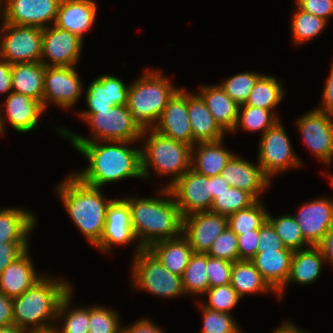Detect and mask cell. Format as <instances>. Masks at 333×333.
I'll use <instances>...</instances> for the list:
<instances>
[{
  "label": "cell",
  "mask_w": 333,
  "mask_h": 333,
  "mask_svg": "<svg viewBox=\"0 0 333 333\" xmlns=\"http://www.w3.org/2000/svg\"><path fill=\"white\" fill-rule=\"evenodd\" d=\"M61 135L68 137L80 153L89 159L86 170L74 173L83 183L100 188L104 184L128 177H142L141 150L127 148L125 144L133 142L108 141L101 145L67 130L60 129ZM112 143V145H110ZM115 144V145H114ZM118 144V145H117ZM121 145V146H120Z\"/></svg>",
  "instance_id": "obj_1"
},
{
  "label": "cell",
  "mask_w": 333,
  "mask_h": 333,
  "mask_svg": "<svg viewBox=\"0 0 333 333\" xmlns=\"http://www.w3.org/2000/svg\"><path fill=\"white\" fill-rule=\"evenodd\" d=\"M40 278L20 296L12 298L13 322L27 332L29 324H34L30 333H48L53 326L45 323L48 319L60 317L69 307L71 289L63 280Z\"/></svg>",
  "instance_id": "obj_2"
},
{
  "label": "cell",
  "mask_w": 333,
  "mask_h": 333,
  "mask_svg": "<svg viewBox=\"0 0 333 333\" xmlns=\"http://www.w3.org/2000/svg\"><path fill=\"white\" fill-rule=\"evenodd\" d=\"M131 224L135 238L141 237V248H149L158 241L182 235L183 217L175 200L130 198Z\"/></svg>",
  "instance_id": "obj_3"
},
{
  "label": "cell",
  "mask_w": 333,
  "mask_h": 333,
  "mask_svg": "<svg viewBox=\"0 0 333 333\" xmlns=\"http://www.w3.org/2000/svg\"><path fill=\"white\" fill-rule=\"evenodd\" d=\"M58 187L72 220L87 240L96 245L103 234L106 211L112 200H104L100 188L83 183L74 174Z\"/></svg>",
  "instance_id": "obj_4"
},
{
  "label": "cell",
  "mask_w": 333,
  "mask_h": 333,
  "mask_svg": "<svg viewBox=\"0 0 333 333\" xmlns=\"http://www.w3.org/2000/svg\"><path fill=\"white\" fill-rule=\"evenodd\" d=\"M177 91L160 72L148 71L129 86L127 107L142 129L153 128Z\"/></svg>",
  "instance_id": "obj_5"
},
{
  "label": "cell",
  "mask_w": 333,
  "mask_h": 333,
  "mask_svg": "<svg viewBox=\"0 0 333 333\" xmlns=\"http://www.w3.org/2000/svg\"><path fill=\"white\" fill-rule=\"evenodd\" d=\"M151 129V135H149L146 146L140 149L142 176L148 178V166L153 165L157 174L174 175L172 182L166 186V188H169L191 168L192 146L170 139L153 128Z\"/></svg>",
  "instance_id": "obj_6"
},
{
  "label": "cell",
  "mask_w": 333,
  "mask_h": 333,
  "mask_svg": "<svg viewBox=\"0 0 333 333\" xmlns=\"http://www.w3.org/2000/svg\"><path fill=\"white\" fill-rule=\"evenodd\" d=\"M134 256L132 276L136 287L161 297H174L185 293L182 277L168 271L148 248L138 245Z\"/></svg>",
  "instance_id": "obj_7"
},
{
  "label": "cell",
  "mask_w": 333,
  "mask_h": 333,
  "mask_svg": "<svg viewBox=\"0 0 333 333\" xmlns=\"http://www.w3.org/2000/svg\"><path fill=\"white\" fill-rule=\"evenodd\" d=\"M85 120L94 129V141L134 142L143 138L147 129H142L133 119L127 105H115L110 109L95 110Z\"/></svg>",
  "instance_id": "obj_8"
},
{
  "label": "cell",
  "mask_w": 333,
  "mask_h": 333,
  "mask_svg": "<svg viewBox=\"0 0 333 333\" xmlns=\"http://www.w3.org/2000/svg\"><path fill=\"white\" fill-rule=\"evenodd\" d=\"M176 198L182 217L197 212L210 211L213 203L212 176L207 177L189 169L162 194Z\"/></svg>",
  "instance_id": "obj_9"
},
{
  "label": "cell",
  "mask_w": 333,
  "mask_h": 333,
  "mask_svg": "<svg viewBox=\"0 0 333 333\" xmlns=\"http://www.w3.org/2000/svg\"><path fill=\"white\" fill-rule=\"evenodd\" d=\"M3 23L0 57L10 64L40 62L43 29Z\"/></svg>",
  "instance_id": "obj_10"
},
{
  "label": "cell",
  "mask_w": 333,
  "mask_h": 333,
  "mask_svg": "<svg viewBox=\"0 0 333 333\" xmlns=\"http://www.w3.org/2000/svg\"><path fill=\"white\" fill-rule=\"evenodd\" d=\"M258 159V164L269 178L288 167L301 164L293 153L289 138L279 121L262 134Z\"/></svg>",
  "instance_id": "obj_11"
},
{
  "label": "cell",
  "mask_w": 333,
  "mask_h": 333,
  "mask_svg": "<svg viewBox=\"0 0 333 333\" xmlns=\"http://www.w3.org/2000/svg\"><path fill=\"white\" fill-rule=\"evenodd\" d=\"M226 227L227 216L211 211L197 212L183 218L182 233L193 253L207 254Z\"/></svg>",
  "instance_id": "obj_12"
},
{
  "label": "cell",
  "mask_w": 333,
  "mask_h": 333,
  "mask_svg": "<svg viewBox=\"0 0 333 333\" xmlns=\"http://www.w3.org/2000/svg\"><path fill=\"white\" fill-rule=\"evenodd\" d=\"M82 85L74 66H46L43 107L54 101L61 107H71L81 96ZM49 101V102H47Z\"/></svg>",
  "instance_id": "obj_13"
},
{
  "label": "cell",
  "mask_w": 333,
  "mask_h": 333,
  "mask_svg": "<svg viewBox=\"0 0 333 333\" xmlns=\"http://www.w3.org/2000/svg\"><path fill=\"white\" fill-rule=\"evenodd\" d=\"M6 2L3 13L5 23L45 29L46 22H55L61 0H7Z\"/></svg>",
  "instance_id": "obj_14"
},
{
  "label": "cell",
  "mask_w": 333,
  "mask_h": 333,
  "mask_svg": "<svg viewBox=\"0 0 333 333\" xmlns=\"http://www.w3.org/2000/svg\"><path fill=\"white\" fill-rule=\"evenodd\" d=\"M329 115L319 109L302 116L297 121L304 141L321 161L329 164L333 157V121Z\"/></svg>",
  "instance_id": "obj_15"
},
{
  "label": "cell",
  "mask_w": 333,
  "mask_h": 333,
  "mask_svg": "<svg viewBox=\"0 0 333 333\" xmlns=\"http://www.w3.org/2000/svg\"><path fill=\"white\" fill-rule=\"evenodd\" d=\"M83 39L55 25L43 29L41 62L45 66H73L79 59ZM44 57L52 61L47 63Z\"/></svg>",
  "instance_id": "obj_16"
},
{
  "label": "cell",
  "mask_w": 333,
  "mask_h": 333,
  "mask_svg": "<svg viewBox=\"0 0 333 333\" xmlns=\"http://www.w3.org/2000/svg\"><path fill=\"white\" fill-rule=\"evenodd\" d=\"M154 130L170 139L195 146L187 112V92L179 89L164 108Z\"/></svg>",
  "instance_id": "obj_17"
},
{
  "label": "cell",
  "mask_w": 333,
  "mask_h": 333,
  "mask_svg": "<svg viewBox=\"0 0 333 333\" xmlns=\"http://www.w3.org/2000/svg\"><path fill=\"white\" fill-rule=\"evenodd\" d=\"M295 219L304 239L318 246L333 224V201L321 198L306 203Z\"/></svg>",
  "instance_id": "obj_18"
},
{
  "label": "cell",
  "mask_w": 333,
  "mask_h": 333,
  "mask_svg": "<svg viewBox=\"0 0 333 333\" xmlns=\"http://www.w3.org/2000/svg\"><path fill=\"white\" fill-rule=\"evenodd\" d=\"M135 239L131 224V211L125 199L112 200L106 211L103 234L95 245L108 252L111 244L122 245Z\"/></svg>",
  "instance_id": "obj_19"
},
{
  "label": "cell",
  "mask_w": 333,
  "mask_h": 333,
  "mask_svg": "<svg viewBox=\"0 0 333 333\" xmlns=\"http://www.w3.org/2000/svg\"><path fill=\"white\" fill-rule=\"evenodd\" d=\"M220 176L229 184L230 187H236L240 190L252 194L259 200V193L264 191L269 185L270 178L263 172L262 167L245 161L236 155H233Z\"/></svg>",
  "instance_id": "obj_20"
},
{
  "label": "cell",
  "mask_w": 333,
  "mask_h": 333,
  "mask_svg": "<svg viewBox=\"0 0 333 333\" xmlns=\"http://www.w3.org/2000/svg\"><path fill=\"white\" fill-rule=\"evenodd\" d=\"M129 87L117 77L103 75L94 80L87 89L86 101L89 111L80 115L86 119L95 110L110 109L115 105H127Z\"/></svg>",
  "instance_id": "obj_21"
},
{
  "label": "cell",
  "mask_w": 333,
  "mask_h": 333,
  "mask_svg": "<svg viewBox=\"0 0 333 333\" xmlns=\"http://www.w3.org/2000/svg\"><path fill=\"white\" fill-rule=\"evenodd\" d=\"M96 8L91 0H61L54 25L82 39L93 26Z\"/></svg>",
  "instance_id": "obj_22"
},
{
  "label": "cell",
  "mask_w": 333,
  "mask_h": 333,
  "mask_svg": "<svg viewBox=\"0 0 333 333\" xmlns=\"http://www.w3.org/2000/svg\"><path fill=\"white\" fill-rule=\"evenodd\" d=\"M293 250L257 252L251 259L268 285L282 296V290L290 274Z\"/></svg>",
  "instance_id": "obj_23"
},
{
  "label": "cell",
  "mask_w": 333,
  "mask_h": 333,
  "mask_svg": "<svg viewBox=\"0 0 333 333\" xmlns=\"http://www.w3.org/2000/svg\"><path fill=\"white\" fill-rule=\"evenodd\" d=\"M187 112L195 142L222 140L226 131L217 123L199 93L198 95L187 93Z\"/></svg>",
  "instance_id": "obj_24"
},
{
  "label": "cell",
  "mask_w": 333,
  "mask_h": 333,
  "mask_svg": "<svg viewBox=\"0 0 333 333\" xmlns=\"http://www.w3.org/2000/svg\"><path fill=\"white\" fill-rule=\"evenodd\" d=\"M40 278L37 277L26 250L0 274V291L7 297L14 298L28 290Z\"/></svg>",
  "instance_id": "obj_25"
},
{
  "label": "cell",
  "mask_w": 333,
  "mask_h": 333,
  "mask_svg": "<svg viewBox=\"0 0 333 333\" xmlns=\"http://www.w3.org/2000/svg\"><path fill=\"white\" fill-rule=\"evenodd\" d=\"M5 108L10 124L18 132L37 128L38 118L45 110L40 101L13 91L6 97Z\"/></svg>",
  "instance_id": "obj_26"
},
{
  "label": "cell",
  "mask_w": 333,
  "mask_h": 333,
  "mask_svg": "<svg viewBox=\"0 0 333 333\" xmlns=\"http://www.w3.org/2000/svg\"><path fill=\"white\" fill-rule=\"evenodd\" d=\"M45 68L41 61L12 64V91L40 101L43 105Z\"/></svg>",
  "instance_id": "obj_27"
},
{
  "label": "cell",
  "mask_w": 333,
  "mask_h": 333,
  "mask_svg": "<svg viewBox=\"0 0 333 333\" xmlns=\"http://www.w3.org/2000/svg\"><path fill=\"white\" fill-rule=\"evenodd\" d=\"M171 273L181 276L193 250L185 237H177L153 243L148 248Z\"/></svg>",
  "instance_id": "obj_28"
},
{
  "label": "cell",
  "mask_w": 333,
  "mask_h": 333,
  "mask_svg": "<svg viewBox=\"0 0 333 333\" xmlns=\"http://www.w3.org/2000/svg\"><path fill=\"white\" fill-rule=\"evenodd\" d=\"M199 95L217 123L225 131L235 132L239 105L225 93L221 86L202 87Z\"/></svg>",
  "instance_id": "obj_29"
},
{
  "label": "cell",
  "mask_w": 333,
  "mask_h": 333,
  "mask_svg": "<svg viewBox=\"0 0 333 333\" xmlns=\"http://www.w3.org/2000/svg\"><path fill=\"white\" fill-rule=\"evenodd\" d=\"M221 141L199 142L195 159L193 158L194 146L191 149V169L207 177L220 175L233 154L221 148ZM198 154V155H197ZM194 159V160H193ZM196 165H195V164Z\"/></svg>",
  "instance_id": "obj_30"
},
{
  "label": "cell",
  "mask_w": 333,
  "mask_h": 333,
  "mask_svg": "<svg viewBox=\"0 0 333 333\" xmlns=\"http://www.w3.org/2000/svg\"><path fill=\"white\" fill-rule=\"evenodd\" d=\"M311 247V249H300L293 252L286 284L290 281L309 284L319 277L322 263L326 260L319 246Z\"/></svg>",
  "instance_id": "obj_31"
},
{
  "label": "cell",
  "mask_w": 333,
  "mask_h": 333,
  "mask_svg": "<svg viewBox=\"0 0 333 333\" xmlns=\"http://www.w3.org/2000/svg\"><path fill=\"white\" fill-rule=\"evenodd\" d=\"M36 221L34 215L21 209L0 210V243L28 242Z\"/></svg>",
  "instance_id": "obj_32"
},
{
  "label": "cell",
  "mask_w": 333,
  "mask_h": 333,
  "mask_svg": "<svg viewBox=\"0 0 333 333\" xmlns=\"http://www.w3.org/2000/svg\"><path fill=\"white\" fill-rule=\"evenodd\" d=\"M231 286L243 297L246 293L274 291L263 279L251 260L233 262Z\"/></svg>",
  "instance_id": "obj_33"
},
{
  "label": "cell",
  "mask_w": 333,
  "mask_h": 333,
  "mask_svg": "<svg viewBox=\"0 0 333 333\" xmlns=\"http://www.w3.org/2000/svg\"><path fill=\"white\" fill-rule=\"evenodd\" d=\"M283 94L281 84L274 77L262 75L254 85L245 105L272 111L283 98Z\"/></svg>",
  "instance_id": "obj_34"
},
{
  "label": "cell",
  "mask_w": 333,
  "mask_h": 333,
  "mask_svg": "<svg viewBox=\"0 0 333 333\" xmlns=\"http://www.w3.org/2000/svg\"><path fill=\"white\" fill-rule=\"evenodd\" d=\"M207 254L193 253L182 275V286L185 293L205 294L209 288L206 273Z\"/></svg>",
  "instance_id": "obj_35"
},
{
  "label": "cell",
  "mask_w": 333,
  "mask_h": 333,
  "mask_svg": "<svg viewBox=\"0 0 333 333\" xmlns=\"http://www.w3.org/2000/svg\"><path fill=\"white\" fill-rule=\"evenodd\" d=\"M267 214L259 200L248 208L227 217V226L238 236L251 230H259L267 220Z\"/></svg>",
  "instance_id": "obj_36"
},
{
  "label": "cell",
  "mask_w": 333,
  "mask_h": 333,
  "mask_svg": "<svg viewBox=\"0 0 333 333\" xmlns=\"http://www.w3.org/2000/svg\"><path fill=\"white\" fill-rule=\"evenodd\" d=\"M256 201L257 199L252 194L236 187H230L213 200L210 211L228 217L239 210L248 208Z\"/></svg>",
  "instance_id": "obj_37"
},
{
  "label": "cell",
  "mask_w": 333,
  "mask_h": 333,
  "mask_svg": "<svg viewBox=\"0 0 333 333\" xmlns=\"http://www.w3.org/2000/svg\"><path fill=\"white\" fill-rule=\"evenodd\" d=\"M267 220L272 224L286 248L296 251L300 250L306 243L311 248V245L304 239L295 216L284 215L274 219L270 214H267Z\"/></svg>",
  "instance_id": "obj_38"
},
{
  "label": "cell",
  "mask_w": 333,
  "mask_h": 333,
  "mask_svg": "<svg viewBox=\"0 0 333 333\" xmlns=\"http://www.w3.org/2000/svg\"><path fill=\"white\" fill-rule=\"evenodd\" d=\"M242 109V110H241ZM271 114V110L260 107L240 105L238 108V119L235 129L239 126L248 131L263 130L264 134L278 120Z\"/></svg>",
  "instance_id": "obj_39"
},
{
  "label": "cell",
  "mask_w": 333,
  "mask_h": 333,
  "mask_svg": "<svg viewBox=\"0 0 333 333\" xmlns=\"http://www.w3.org/2000/svg\"><path fill=\"white\" fill-rule=\"evenodd\" d=\"M292 19V30L294 42L297 44L316 37L323 30L327 21L314 14L306 12L299 7Z\"/></svg>",
  "instance_id": "obj_40"
},
{
  "label": "cell",
  "mask_w": 333,
  "mask_h": 333,
  "mask_svg": "<svg viewBox=\"0 0 333 333\" xmlns=\"http://www.w3.org/2000/svg\"><path fill=\"white\" fill-rule=\"evenodd\" d=\"M262 74L245 72L228 78L220 84L225 93L239 106L246 103L254 85Z\"/></svg>",
  "instance_id": "obj_41"
},
{
  "label": "cell",
  "mask_w": 333,
  "mask_h": 333,
  "mask_svg": "<svg viewBox=\"0 0 333 333\" xmlns=\"http://www.w3.org/2000/svg\"><path fill=\"white\" fill-rule=\"evenodd\" d=\"M209 303L203 306L214 311L230 314V310L235 307L240 295L235 291L231 284L208 288Z\"/></svg>",
  "instance_id": "obj_42"
},
{
  "label": "cell",
  "mask_w": 333,
  "mask_h": 333,
  "mask_svg": "<svg viewBox=\"0 0 333 333\" xmlns=\"http://www.w3.org/2000/svg\"><path fill=\"white\" fill-rule=\"evenodd\" d=\"M119 324L118 315L111 309L89 308V333H122Z\"/></svg>",
  "instance_id": "obj_43"
},
{
  "label": "cell",
  "mask_w": 333,
  "mask_h": 333,
  "mask_svg": "<svg viewBox=\"0 0 333 333\" xmlns=\"http://www.w3.org/2000/svg\"><path fill=\"white\" fill-rule=\"evenodd\" d=\"M207 254L211 257L229 262L239 260L237 235L227 226L213 242V245Z\"/></svg>",
  "instance_id": "obj_44"
},
{
  "label": "cell",
  "mask_w": 333,
  "mask_h": 333,
  "mask_svg": "<svg viewBox=\"0 0 333 333\" xmlns=\"http://www.w3.org/2000/svg\"><path fill=\"white\" fill-rule=\"evenodd\" d=\"M201 306L204 317L202 333H240L231 315Z\"/></svg>",
  "instance_id": "obj_45"
},
{
  "label": "cell",
  "mask_w": 333,
  "mask_h": 333,
  "mask_svg": "<svg viewBox=\"0 0 333 333\" xmlns=\"http://www.w3.org/2000/svg\"><path fill=\"white\" fill-rule=\"evenodd\" d=\"M233 262L214 258L207 254L206 273L209 280V288L231 283V270Z\"/></svg>",
  "instance_id": "obj_46"
},
{
  "label": "cell",
  "mask_w": 333,
  "mask_h": 333,
  "mask_svg": "<svg viewBox=\"0 0 333 333\" xmlns=\"http://www.w3.org/2000/svg\"><path fill=\"white\" fill-rule=\"evenodd\" d=\"M62 325V333H89V308L72 309ZM55 333H60L54 328Z\"/></svg>",
  "instance_id": "obj_47"
},
{
  "label": "cell",
  "mask_w": 333,
  "mask_h": 333,
  "mask_svg": "<svg viewBox=\"0 0 333 333\" xmlns=\"http://www.w3.org/2000/svg\"><path fill=\"white\" fill-rule=\"evenodd\" d=\"M258 240L257 252L291 250L283 245L281 238L268 220L260 227Z\"/></svg>",
  "instance_id": "obj_48"
},
{
  "label": "cell",
  "mask_w": 333,
  "mask_h": 333,
  "mask_svg": "<svg viewBox=\"0 0 333 333\" xmlns=\"http://www.w3.org/2000/svg\"><path fill=\"white\" fill-rule=\"evenodd\" d=\"M26 250H28L27 242L0 243V274Z\"/></svg>",
  "instance_id": "obj_49"
},
{
  "label": "cell",
  "mask_w": 333,
  "mask_h": 333,
  "mask_svg": "<svg viewBox=\"0 0 333 333\" xmlns=\"http://www.w3.org/2000/svg\"><path fill=\"white\" fill-rule=\"evenodd\" d=\"M259 230L238 235L239 260H251L257 254Z\"/></svg>",
  "instance_id": "obj_50"
},
{
  "label": "cell",
  "mask_w": 333,
  "mask_h": 333,
  "mask_svg": "<svg viewBox=\"0 0 333 333\" xmlns=\"http://www.w3.org/2000/svg\"><path fill=\"white\" fill-rule=\"evenodd\" d=\"M297 6L327 21L333 15V0H297Z\"/></svg>",
  "instance_id": "obj_51"
},
{
  "label": "cell",
  "mask_w": 333,
  "mask_h": 333,
  "mask_svg": "<svg viewBox=\"0 0 333 333\" xmlns=\"http://www.w3.org/2000/svg\"><path fill=\"white\" fill-rule=\"evenodd\" d=\"M13 322V301L0 291V326H9Z\"/></svg>",
  "instance_id": "obj_52"
},
{
  "label": "cell",
  "mask_w": 333,
  "mask_h": 333,
  "mask_svg": "<svg viewBox=\"0 0 333 333\" xmlns=\"http://www.w3.org/2000/svg\"><path fill=\"white\" fill-rule=\"evenodd\" d=\"M323 104L319 110L333 116V65L323 92Z\"/></svg>",
  "instance_id": "obj_53"
},
{
  "label": "cell",
  "mask_w": 333,
  "mask_h": 333,
  "mask_svg": "<svg viewBox=\"0 0 333 333\" xmlns=\"http://www.w3.org/2000/svg\"><path fill=\"white\" fill-rule=\"evenodd\" d=\"M11 66L12 64L6 60L0 61V92L6 93L12 90Z\"/></svg>",
  "instance_id": "obj_54"
},
{
  "label": "cell",
  "mask_w": 333,
  "mask_h": 333,
  "mask_svg": "<svg viewBox=\"0 0 333 333\" xmlns=\"http://www.w3.org/2000/svg\"><path fill=\"white\" fill-rule=\"evenodd\" d=\"M122 333H162V331L149 320L144 319L129 328H123Z\"/></svg>",
  "instance_id": "obj_55"
},
{
  "label": "cell",
  "mask_w": 333,
  "mask_h": 333,
  "mask_svg": "<svg viewBox=\"0 0 333 333\" xmlns=\"http://www.w3.org/2000/svg\"><path fill=\"white\" fill-rule=\"evenodd\" d=\"M318 246L322 250L325 260H329L333 265V224Z\"/></svg>",
  "instance_id": "obj_56"
},
{
  "label": "cell",
  "mask_w": 333,
  "mask_h": 333,
  "mask_svg": "<svg viewBox=\"0 0 333 333\" xmlns=\"http://www.w3.org/2000/svg\"><path fill=\"white\" fill-rule=\"evenodd\" d=\"M230 188L229 184L220 175L212 176L213 200L223 191Z\"/></svg>",
  "instance_id": "obj_57"
},
{
  "label": "cell",
  "mask_w": 333,
  "mask_h": 333,
  "mask_svg": "<svg viewBox=\"0 0 333 333\" xmlns=\"http://www.w3.org/2000/svg\"><path fill=\"white\" fill-rule=\"evenodd\" d=\"M274 333H305V332H303L301 330L299 331V329L296 328L291 323L285 322V324H283V326L276 329Z\"/></svg>",
  "instance_id": "obj_58"
},
{
  "label": "cell",
  "mask_w": 333,
  "mask_h": 333,
  "mask_svg": "<svg viewBox=\"0 0 333 333\" xmlns=\"http://www.w3.org/2000/svg\"><path fill=\"white\" fill-rule=\"evenodd\" d=\"M0 333H26L24 330L18 328L16 325L0 326Z\"/></svg>",
  "instance_id": "obj_59"
},
{
  "label": "cell",
  "mask_w": 333,
  "mask_h": 333,
  "mask_svg": "<svg viewBox=\"0 0 333 333\" xmlns=\"http://www.w3.org/2000/svg\"><path fill=\"white\" fill-rule=\"evenodd\" d=\"M2 118H3V117L1 116V113H0V133H3V130H4V129H3V128H4V126H3V125H4V124H3L4 122H3V119H2Z\"/></svg>",
  "instance_id": "obj_60"
},
{
  "label": "cell",
  "mask_w": 333,
  "mask_h": 333,
  "mask_svg": "<svg viewBox=\"0 0 333 333\" xmlns=\"http://www.w3.org/2000/svg\"><path fill=\"white\" fill-rule=\"evenodd\" d=\"M331 178V184H333V176L332 177H330Z\"/></svg>",
  "instance_id": "obj_61"
}]
</instances>
